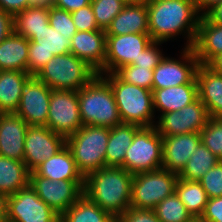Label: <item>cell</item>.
<instances>
[{"mask_svg": "<svg viewBox=\"0 0 222 222\" xmlns=\"http://www.w3.org/2000/svg\"><path fill=\"white\" fill-rule=\"evenodd\" d=\"M207 65L222 75V53L214 57Z\"/></svg>", "mask_w": 222, "mask_h": 222, "instance_id": "52", "label": "cell"}, {"mask_svg": "<svg viewBox=\"0 0 222 222\" xmlns=\"http://www.w3.org/2000/svg\"><path fill=\"white\" fill-rule=\"evenodd\" d=\"M14 32L26 39H41L47 32L49 9L27 7L13 16Z\"/></svg>", "mask_w": 222, "mask_h": 222, "instance_id": "28", "label": "cell"}, {"mask_svg": "<svg viewBox=\"0 0 222 222\" xmlns=\"http://www.w3.org/2000/svg\"><path fill=\"white\" fill-rule=\"evenodd\" d=\"M49 24L68 40H71L77 32L71 13L55 6L49 8Z\"/></svg>", "mask_w": 222, "mask_h": 222, "instance_id": "38", "label": "cell"}, {"mask_svg": "<svg viewBox=\"0 0 222 222\" xmlns=\"http://www.w3.org/2000/svg\"><path fill=\"white\" fill-rule=\"evenodd\" d=\"M178 174L163 168L133 175L131 207L153 210L175 192Z\"/></svg>", "mask_w": 222, "mask_h": 222, "instance_id": "7", "label": "cell"}, {"mask_svg": "<svg viewBox=\"0 0 222 222\" xmlns=\"http://www.w3.org/2000/svg\"><path fill=\"white\" fill-rule=\"evenodd\" d=\"M115 74L124 82L152 90L153 70L129 64L119 68Z\"/></svg>", "mask_w": 222, "mask_h": 222, "instance_id": "36", "label": "cell"}, {"mask_svg": "<svg viewBox=\"0 0 222 222\" xmlns=\"http://www.w3.org/2000/svg\"><path fill=\"white\" fill-rule=\"evenodd\" d=\"M132 180L122 167H104L84 177L83 194L117 219L131 207Z\"/></svg>", "mask_w": 222, "mask_h": 222, "instance_id": "2", "label": "cell"}, {"mask_svg": "<svg viewBox=\"0 0 222 222\" xmlns=\"http://www.w3.org/2000/svg\"><path fill=\"white\" fill-rule=\"evenodd\" d=\"M199 219L204 222H222V196L209 198Z\"/></svg>", "mask_w": 222, "mask_h": 222, "instance_id": "44", "label": "cell"}, {"mask_svg": "<svg viewBox=\"0 0 222 222\" xmlns=\"http://www.w3.org/2000/svg\"><path fill=\"white\" fill-rule=\"evenodd\" d=\"M29 185L59 216L68 210L82 195L84 181L50 180L29 172Z\"/></svg>", "mask_w": 222, "mask_h": 222, "instance_id": "9", "label": "cell"}, {"mask_svg": "<svg viewBox=\"0 0 222 222\" xmlns=\"http://www.w3.org/2000/svg\"><path fill=\"white\" fill-rule=\"evenodd\" d=\"M28 124L15 113L0 114V156L24 161Z\"/></svg>", "mask_w": 222, "mask_h": 222, "instance_id": "19", "label": "cell"}, {"mask_svg": "<svg viewBox=\"0 0 222 222\" xmlns=\"http://www.w3.org/2000/svg\"><path fill=\"white\" fill-rule=\"evenodd\" d=\"M161 222H191L194 218L174 192L153 209Z\"/></svg>", "mask_w": 222, "mask_h": 222, "instance_id": "33", "label": "cell"}, {"mask_svg": "<svg viewBox=\"0 0 222 222\" xmlns=\"http://www.w3.org/2000/svg\"><path fill=\"white\" fill-rule=\"evenodd\" d=\"M198 98L210 118H222V75L207 64H199L196 72Z\"/></svg>", "mask_w": 222, "mask_h": 222, "instance_id": "20", "label": "cell"}, {"mask_svg": "<svg viewBox=\"0 0 222 222\" xmlns=\"http://www.w3.org/2000/svg\"><path fill=\"white\" fill-rule=\"evenodd\" d=\"M191 222H204V221L200 220L199 218H194Z\"/></svg>", "mask_w": 222, "mask_h": 222, "instance_id": "54", "label": "cell"}, {"mask_svg": "<svg viewBox=\"0 0 222 222\" xmlns=\"http://www.w3.org/2000/svg\"><path fill=\"white\" fill-rule=\"evenodd\" d=\"M175 193L191 216L200 218L209 199L200 182L178 177Z\"/></svg>", "mask_w": 222, "mask_h": 222, "instance_id": "31", "label": "cell"}, {"mask_svg": "<svg viewBox=\"0 0 222 222\" xmlns=\"http://www.w3.org/2000/svg\"><path fill=\"white\" fill-rule=\"evenodd\" d=\"M152 42L149 33L106 35L105 74L133 64Z\"/></svg>", "mask_w": 222, "mask_h": 222, "instance_id": "15", "label": "cell"}, {"mask_svg": "<svg viewBox=\"0 0 222 222\" xmlns=\"http://www.w3.org/2000/svg\"><path fill=\"white\" fill-rule=\"evenodd\" d=\"M117 220L119 222H161L153 210L128 208Z\"/></svg>", "mask_w": 222, "mask_h": 222, "instance_id": "43", "label": "cell"}, {"mask_svg": "<svg viewBox=\"0 0 222 222\" xmlns=\"http://www.w3.org/2000/svg\"><path fill=\"white\" fill-rule=\"evenodd\" d=\"M70 53L85 61L99 75L105 74V31L101 29L95 31H77L71 38Z\"/></svg>", "mask_w": 222, "mask_h": 222, "instance_id": "18", "label": "cell"}, {"mask_svg": "<svg viewBox=\"0 0 222 222\" xmlns=\"http://www.w3.org/2000/svg\"><path fill=\"white\" fill-rule=\"evenodd\" d=\"M141 127L135 124L121 123L110 128L105 153L106 167L124 168L125 152L131 145L136 132Z\"/></svg>", "mask_w": 222, "mask_h": 222, "instance_id": "26", "label": "cell"}, {"mask_svg": "<svg viewBox=\"0 0 222 222\" xmlns=\"http://www.w3.org/2000/svg\"><path fill=\"white\" fill-rule=\"evenodd\" d=\"M219 161L220 159L201 142L178 177L184 180L199 181Z\"/></svg>", "mask_w": 222, "mask_h": 222, "instance_id": "32", "label": "cell"}, {"mask_svg": "<svg viewBox=\"0 0 222 222\" xmlns=\"http://www.w3.org/2000/svg\"><path fill=\"white\" fill-rule=\"evenodd\" d=\"M71 16L77 31L100 30L90 4L72 12Z\"/></svg>", "mask_w": 222, "mask_h": 222, "instance_id": "42", "label": "cell"}, {"mask_svg": "<svg viewBox=\"0 0 222 222\" xmlns=\"http://www.w3.org/2000/svg\"><path fill=\"white\" fill-rule=\"evenodd\" d=\"M29 40L12 32L0 43V71L28 72Z\"/></svg>", "mask_w": 222, "mask_h": 222, "instance_id": "27", "label": "cell"}, {"mask_svg": "<svg viewBox=\"0 0 222 222\" xmlns=\"http://www.w3.org/2000/svg\"><path fill=\"white\" fill-rule=\"evenodd\" d=\"M29 185V171L24 161L0 156V193L9 196Z\"/></svg>", "mask_w": 222, "mask_h": 222, "instance_id": "29", "label": "cell"}, {"mask_svg": "<svg viewBox=\"0 0 222 222\" xmlns=\"http://www.w3.org/2000/svg\"><path fill=\"white\" fill-rule=\"evenodd\" d=\"M124 169L131 174L162 168V136L155 125L141 127L125 152Z\"/></svg>", "mask_w": 222, "mask_h": 222, "instance_id": "8", "label": "cell"}, {"mask_svg": "<svg viewBox=\"0 0 222 222\" xmlns=\"http://www.w3.org/2000/svg\"><path fill=\"white\" fill-rule=\"evenodd\" d=\"M159 116L155 127L161 136L200 133L210 119L205 105L199 98L179 111Z\"/></svg>", "mask_w": 222, "mask_h": 222, "instance_id": "13", "label": "cell"}, {"mask_svg": "<svg viewBox=\"0 0 222 222\" xmlns=\"http://www.w3.org/2000/svg\"><path fill=\"white\" fill-rule=\"evenodd\" d=\"M7 220L10 222H60V216L28 185L7 196Z\"/></svg>", "mask_w": 222, "mask_h": 222, "instance_id": "12", "label": "cell"}, {"mask_svg": "<svg viewBox=\"0 0 222 222\" xmlns=\"http://www.w3.org/2000/svg\"><path fill=\"white\" fill-rule=\"evenodd\" d=\"M54 56L44 45L29 42L28 73L35 76Z\"/></svg>", "mask_w": 222, "mask_h": 222, "instance_id": "39", "label": "cell"}, {"mask_svg": "<svg viewBox=\"0 0 222 222\" xmlns=\"http://www.w3.org/2000/svg\"><path fill=\"white\" fill-rule=\"evenodd\" d=\"M52 89L32 76L25 84L15 114L29 126H47Z\"/></svg>", "mask_w": 222, "mask_h": 222, "instance_id": "16", "label": "cell"}, {"mask_svg": "<svg viewBox=\"0 0 222 222\" xmlns=\"http://www.w3.org/2000/svg\"><path fill=\"white\" fill-rule=\"evenodd\" d=\"M31 77L23 71H0V114L16 112L23 88Z\"/></svg>", "mask_w": 222, "mask_h": 222, "instance_id": "25", "label": "cell"}, {"mask_svg": "<svg viewBox=\"0 0 222 222\" xmlns=\"http://www.w3.org/2000/svg\"><path fill=\"white\" fill-rule=\"evenodd\" d=\"M14 32L13 15L0 8V43Z\"/></svg>", "mask_w": 222, "mask_h": 222, "instance_id": "45", "label": "cell"}, {"mask_svg": "<svg viewBox=\"0 0 222 222\" xmlns=\"http://www.w3.org/2000/svg\"><path fill=\"white\" fill-rule=\"evenodd\" d=\"M43 37L41 39H30L29 42L44 45L54 55L70 53L71 40H68L62 33L57 32L50 24L47 25V32Z\"/></svg>", "mask_w": 222, "mask_h": 222, "instance_id": "37", "label": "cell"}, {"mask_svg": "<svg viewBox=\"0 0 222 222\" xmlns=\"http://www.w3.org/2000/svg\"><path fill=\"white\" fill-rule=\"evenodd\" d=\"M47 127L68 137L81 128L78 91L52 89Z\"/></svg>", "mask_w": 222, "mask_h": 222, "instance_id": "10", "label": "cell"}, {"mask_svg": "<svg viewBox=\"0 0 222 222\" xmlns=\"http://www.w3.org/2000/svg\"><path fill=\"white\" fill-rule=\"evenodd\" d=\"M27 1L28 0H0V8L14 16L27 8Z\"/></svg>", "mask_w": 222, "mask_h": 222, "instance_id": "46", "label": "cell"}, {"mask_svg": "<svg viewBox=\"0 0 222 222\" xmlns=\"http://www.w3.org/2000/svg\"><path fill=\"white\" fill-rule=\"evenodd\" d=\"M90 5L98 28L106 31L112 20L123 10L126 4L119 0H91Z\"/></svg>", "mask_w": 222, "mask_h": 222, "instance_id": "34", "label": "cell"}, {"mask_svg": "<svg viewBox=\"0 0 222 222\" xmlns=\"http://www.w3.org/2000/svg\"><path fill=\"white\" fill-rule=\"evenodd\" d=\"M34 172L38 176L55 181H84V176L78 170L72 153L67 146L54 156L46 159Z\"/></svg>", "mask_w": 222, "mask_h": 222, "instance_id": "23", "label": "cell"}, {"mask_svg": "<svg viewBox=\"0 0 222 222\" xmlns=\"http://www.w3.org/2000/svg\"><path fill=\"white\" fill-rule=\"evenodd\" d=\"M200 136L201 142L222 161V118H210Z\"/></svg>", "mask_w": 222, "mask_h": 222, "instance_id": "35", "label": "cell"}, {"mask_svg": "<svg viewBox=\"0 0 222 222\" xmlns=\"http://www.w3.org/2000/svg\"><path fill=\"white\" fill-rule=\"evenodd\" d=\"M7 221V196L0 193V222Z\"/></svg>", "mask_w": 222, "mask_h": 222, "instance_id": "51", "label": "cell"}, {"mask_svg": "<svg viewBox=\"0 0 222 222\" xmlns=\"http://www.w3.org/2000/svg\"><path fill=\"white\" fill-rule=\"evenodd\" d=\"M119 1L124 2L125 4H130L135 2V0H119Z\"/></svg>", "mask_w": 222, "mask_h": 222, "instance_id": "53", "label": "cell"}, {"mask_svg": "<svg viewBox=\"0 0 222 222\" xmlns=\"http://www.w3.org/2000/svg\"><path fill=\"white\" fill-rule=\"evenodd\" d=\"M105 33L106 35L149 33L146 1L126 4L123 10L112 20Z\"/></svg>", "mask_w": 222, "mask_h": 222, "instance_id": "21", "label": "cell"}, {"mask_svg": "<svg viewBox=\"0 0 222 222\" xmlns=\"http://www.w3.org/2000/svg\"><path fill=\"white\" fill-rule=\"evenodd\" d=\"M91 4V0H55V7L70 13Z\"/></svg>", "mask_w": 222, "mask_h": 222, "instance_id": "47", "label": "cell"}, {"mask_svg": "<svg viewBox=\"0 0 222 222\" xmlns=\"http://www.w3.org/2000/svg\"><path fill=\"white\" fill-rule=\"evenodd\" d=\"M146 4L153 41L164 43L183 33L185 48L192 47L201 17L192 0H148Z\"/></svg>", "mask_w": 222, "mask_h": 222, "instance_id": "1", "label": "cell"}, {"mask_svg": "<svg viewBox=\"0 0 222 222\" xmlns=\"http://www.w3.org/2000/svg\"><path fill=\"white\" fill-rule=\"evenodd\" d=\"M191 48L200 64H208L222 53V24L211 23L201 16Z\"/></svg>", "mask_w": 222, "mask_h": 222, "instance_id": "22", "label": "cell"}, {"mask_svg": "<svg viewBox=\"0 0 222 222\" xmlns=\"http://www.w3.org/2000/svg\"><path fill=\"white\" fill-rule=\"evenodd\" d=\"M82 125L114 127L122 123L110 84L97 74L78 91Z\"/></svg>", "mask_w": 222, "mask_h": 222, "instance_id": "3", "label": "cell"}, {"mask_svg": "<svg viewBox=\"0 0 222 222\" xmlns=\"http://www.w3.org/2000/svg\"><path fill=\"white\" fill-rule=\"evenodd\" d=\"M66 146V137L47 126H28L24 142V163L29 172Z\"/></svg>", "mask_w": 222, "mask_h": 222, "instance_id": "14", "label": "cell"}, {"mask_svg": "<svg viewBox=\"0 0 222 222\" xmlns=\"http://www.w3.org/2000/svg\"><path fill=\"white\" fill-rule=\"evenodd\" d=\"M98 73L73 53L55 55L35 75L51 89L79 91Z\"/></svg>", "mask_w": 222, "mask_h": 222, "instance_id": "6", "label": "cell"}, {"mask_svg": "<svg viewBox=\"0 0 222 222\" xmlns=\"http://www.w3.org/2000/svg\"><path fill=\"white\" fill-rule=\"evenodd\" d=\"M200 143L198 132L162 136V168L179 175Z\"/></svg>", "mask_w": 222, "mask_h": 222, "instance_id": "17", "label": "cell"}, {"mask_svg": "<svg viewBox=\"0 0 222 222\" xmlns=\"http://www.w3.org/2000/svg\"><path fill=\"white\" fill-rule=\"evenodd\" d=\"M200 184L208 195V198L222 196V161L212 167L200 180Z\"/></svg>", "mask_w": 222, "mask_h": 222, "instance_id": "40", "label": "cell"}, {"mask_svg": "<svg viewBox=\"0 0 222 222\" xmlns=\"http://www.w3.org/2000/svg\"><path fill=\"white\" fill-rule=\"evenodd\" d=\"M203 16L211 23L222 24V2L211 7Z\"/></svg>", "mask_w": 222, "mask_h": 222, "instance_id": "48", "label": "cell"}, {"mask_svg": "<svg viewBox=\"0 0 222 222\" xmlns=\"http://www.w3.org/2000/svg\"><path fill=\"white\" fill-rule=\"evenodd\" d=\"M154 110L159 113L175 112L194 102L198 98L197 84H183L152 90Z\"/></svg>", "mask_w": 222, "mask_h": 222, "instance_id": "24", "label": "cell"}, {"mask_svg": "<svg viewBox=\"0 0 222 222\" xmlns=\"http://www.w3.org/2000/svg\"><path fill=\"white\" fill-rule=\"evenodd\" d=\"M111 86L122 123L155 125L152 90L122 81L115 73L100 74Z\"/></svg>", "mask_w": 222, "mask_h": 222, "instance_id": "4", "label": "cell"}, {"mask_svg": "<svg viewBox=\"0 0 222 222\" xmlns=\"http://www.w3.org/2000/svg\"><path fill=\"white\" fill-rule=\"evenodd\" d=\"M192 1L194 2L201 16H203L214 5L222 2V0H192Z\"/></svg>", "mask_w": 222, "mask_h": 222, "instance_id": "49", "label": "cell"}, {"mask_svg": "<svg viewBox=\"0 0 222 222\" xmlns=\"http://www.w3.org/2000/svg\"><path fill=\"white\" fill-rule=\"evenodd\" d=\"M163 44V42L153 41L147 48H145L137 60H134L132 65L136 67L149 68L154 70L158 64L164 58L162 50H159L158 46Z\"/></svg>", "mask_w": 222, "mask_h": 222, "instance_id": "41", "label": "cell"}, {"mask_svg": "<svg viewBox=\"0 0 222 222\" xmlns=\"http://www.w3.org/2000/svg\"><path fill=\"white\" fill-rule=\"evenodd\" d=\"M116 218L86 195H82L60 216V222H114Z\"/></svg>", "mask_w": 222, "mask_h": 222, "instance_id": "30", "label": "cell"}, {"mask_svg": "<svg viewBox=\"0 0 222 222\" xmlns=\"http://www.w3.org/2000/svg\"><path fill=\"white\" fill-rule=\"evenodd\" d=\"M55 5V0H28L27 7L50 8Z\"/></svg>", "mask_w": 222, "mask_h": 222, "instance_id": "50", "label": "cell"}, {"mask_svg": "<svg viewBox=\"0 0 222 222\" xmlns=\"http://www.w3.org/2000/svg\"><path fill=\"white\" fill-rule=\"evenodd\" d=\"M109 135V127L84 125L66 137V146L84 177L106 167L105 153Z\"/></svg>", "mask_w": 222, "mask_h": 222, "instance_id": "5", "label": "cell"}, {"mask_svg": "<svg viewBox=\"0 0 222 222\" xmlns=\"http://www.w3.org/2000/svg\"><path fill=\"white\" fill-rule=\"evenodd\" d=\"M181 54V60L164 56L153 70L152 90L197 84L196 72L200 63L193 49L184 47Z\"/></svg>", "mask_w": 222, "mask_h": 222, "instance_id": "11", "label": "cell"}]
</instances>
